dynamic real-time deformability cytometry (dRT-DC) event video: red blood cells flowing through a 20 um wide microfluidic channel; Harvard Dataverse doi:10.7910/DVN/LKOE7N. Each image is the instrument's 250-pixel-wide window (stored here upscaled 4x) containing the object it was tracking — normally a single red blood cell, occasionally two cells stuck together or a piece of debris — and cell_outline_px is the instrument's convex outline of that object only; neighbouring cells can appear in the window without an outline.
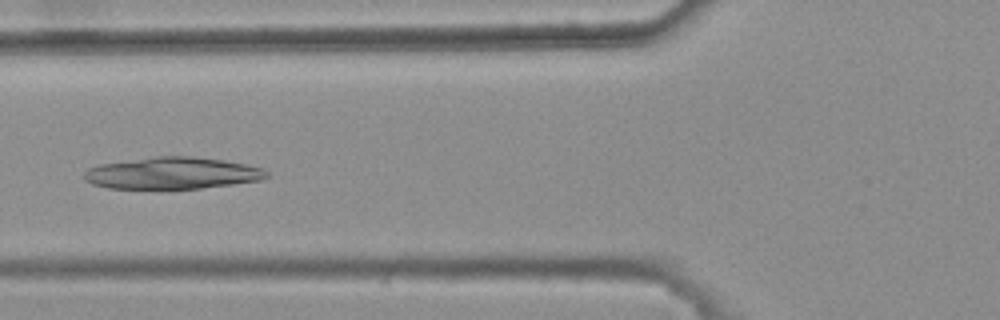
{"species": "common noctule bat (a hibernating species)", "species_latin": "Nyctalus noctula", "temperature_condition": "warm", "stored_images_in_passage": 4, "camera_frame_rate_fps": 3000, "um_per_image_px": 0.085, "animal": {"sex": "female", "body_mass_g": 25.1}, "frame": {"image": 1, "passage_image": 4, "time_ms": 1.0, "image_size_px": [1000, 320], "cell_outline_px": [[268, 176], [260, 180], [232, 184], [200, 188], [108, 188], [92, 184], [84, 180], [84, 172], [88, 168], [96, 164], [156, 156], [192, 156], [224, 160], [248, 164], [264, 168], [268, 172]], "centroid_in_image_um": [14.63, 14.7], "position_along_channel_um": 111.2, "area_um2": 33.93}}